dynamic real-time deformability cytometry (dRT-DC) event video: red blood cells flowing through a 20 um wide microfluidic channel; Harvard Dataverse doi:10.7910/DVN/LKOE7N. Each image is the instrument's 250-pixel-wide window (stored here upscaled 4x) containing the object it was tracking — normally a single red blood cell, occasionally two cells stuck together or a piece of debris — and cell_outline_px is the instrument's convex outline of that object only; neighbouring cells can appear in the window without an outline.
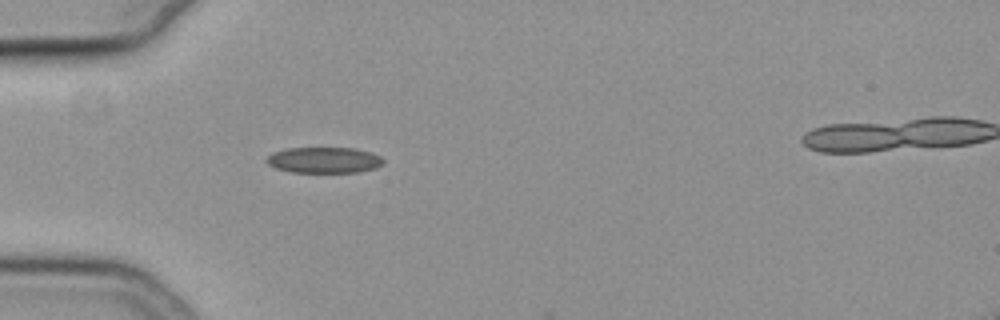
{"species": "common noctule bat (a hibernating species)", "species_latin": "Nyctalus noctula", "temperature_condition": "cold", "stored_images_in_passage": 3, "camera_frame_rate_fps": 3000, "um_per_image_px": 0.085, "animal": {"sex": "female", "body_mass_g": 19.3, "forearm_length_mm": 54.1}, "frame": {"image": 1, "passage_image": 1, "time_ms": 0.0, "image_size_px": [1000, 320], "cell_outline_px": [[384, 160], [376, 168], [360, 172], [292, 172], [276, 168], [268, 164], [264, 160], [272, 152], [284, 148], [352, 148], [372, 152], [380, 156]], "centroid_in_image_um": [27.52, 13.6], "position_along_channel_um": 57.5, "area_um2": 17.69}}